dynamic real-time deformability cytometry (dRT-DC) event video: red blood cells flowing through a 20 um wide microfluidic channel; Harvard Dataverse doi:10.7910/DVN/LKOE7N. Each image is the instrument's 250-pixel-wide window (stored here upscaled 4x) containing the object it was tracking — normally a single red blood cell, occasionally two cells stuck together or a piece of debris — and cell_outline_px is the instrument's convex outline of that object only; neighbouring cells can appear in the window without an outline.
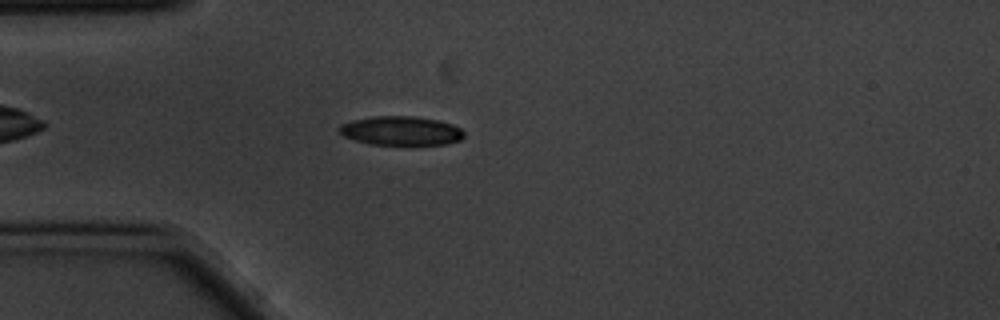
{"species": "common noctule bat (a hibernating species)", "species_latin": "Nyctalus noctula", "temperature_condition": "cold", "stored_images_in_passage": 4, "camera_frame_rate_fps": 3000, "um_per_image_px": 0.085, "animal": {"sex": "male", "body_mass_g": 20.1, "forearm_length_mm": 53.5}, "frame": {"image": 1, "passage_image": 4, "time_ms": 1.0, "image_size_px": [1000, 320], "cell_outline_px": [[464, 136], [460, 140], [448, 144], [412, 148], [368, 144], [344, 136], [336, 128], [340, 124], [352, 120], [372, 116], [416, 116], [436, 120], [452, 124], [460, 128], [464, 132]], "centroid_in_image_um": [34.1, 11.17], "position_along_channel_um": 50.9, "area_um2": 22.25}}